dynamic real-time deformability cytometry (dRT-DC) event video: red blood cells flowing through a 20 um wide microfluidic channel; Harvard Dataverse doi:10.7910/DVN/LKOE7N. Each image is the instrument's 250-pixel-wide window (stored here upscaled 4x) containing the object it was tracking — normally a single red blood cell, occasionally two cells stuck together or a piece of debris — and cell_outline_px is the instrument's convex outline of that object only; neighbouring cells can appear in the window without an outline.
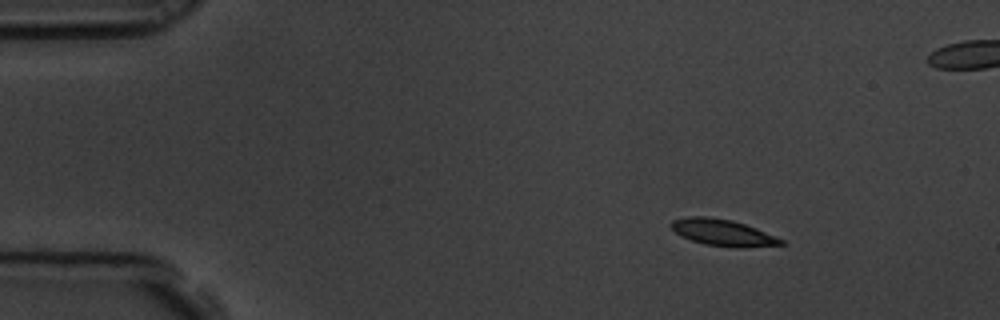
{"species": "common noctule bat (a hibernating species)", "species_latin": "Nyctalus noctula", "temperature_condition": "room temperature", "stored_images_in_passage": 7, "camera_frame_rate_fps": 3000, "um_per_image_px": 0.085, "animal": {"sex": "male", "body_mass_g": 19.5, "forearm_length_mm": 54.6}, "frame": {"image": 1, "passage_image": 3, "time_ms": 0.667, "image_size_px": [1000, 320], "cell_outline_px": [[788, 244], [744, 248], [736, 248], [704, 244], [680, 236], [668, 224], [672, 220], [688, 216], [708, 216], [732, 220], [756, 228], [776, 236], [784, 240]], "centroid_in_image_um": [61.46, 19.77], "position_along_channel_um": 23.5, "area_um2": 17.22}}
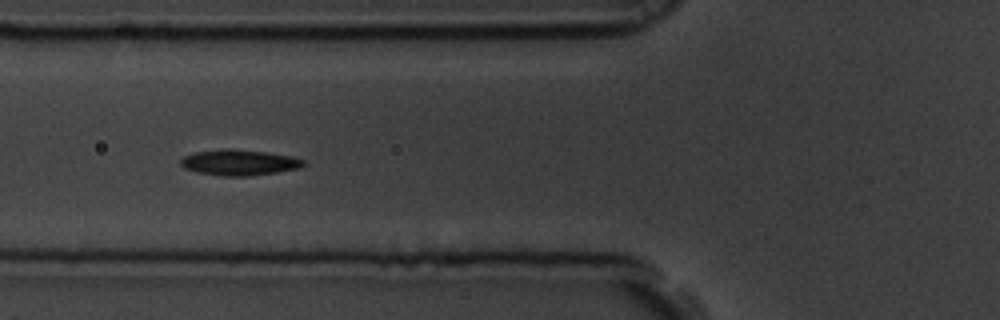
{"frame": {"image": 2, "passage_image": 7, "time_ms": 2.0, "image_size_px": [1000, 320], "cell_outline_px": [[304, 164], [300, 168], [276, 172], [248, 176], [224, 176], [200, 172], [184, 168], [180, 164], [180, 160], [184, 156], [196, 152], [228, 148], [268, 152], [292, 156], [304, 160]], "centroid_in_image_um": [20.35, 13.8], "position_along_channel_um": 105.5, "area_um2": 18.26}}